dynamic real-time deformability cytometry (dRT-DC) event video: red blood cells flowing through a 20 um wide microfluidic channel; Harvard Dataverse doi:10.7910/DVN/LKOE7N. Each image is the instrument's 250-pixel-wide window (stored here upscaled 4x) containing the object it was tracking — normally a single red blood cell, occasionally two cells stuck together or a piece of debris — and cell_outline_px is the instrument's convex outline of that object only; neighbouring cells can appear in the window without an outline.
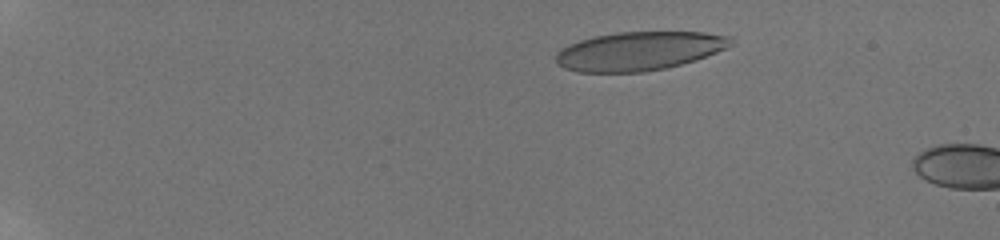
{"species": "human", "species_latin": "Homo sapiens", "temperature_condition": "room temperature", "stored_images_in_passage": 15, "camera_frame_rate_fps": 3000, "um_per_image_px": 0.085, "donor": {"sex": "male"}, "frame": {"image": 1, "passage_image": 11, "time_ms": 3.333, "image_size_px": [1000, 240], "cell_outline_px": [[736, 44], [728, 48], [696, 60], [664, 68], [644, 72], [576, 72], [564, 68], [556, 60], [556, 52], [568, 44], [580, 40], [596, 36], [616, 32], [704, 32], [732, 36], [736, 40]], "centroid_in_image_um": [54.39, 4.33], "position_along_channel_um": 30.6, "area_um2": 39.77}}